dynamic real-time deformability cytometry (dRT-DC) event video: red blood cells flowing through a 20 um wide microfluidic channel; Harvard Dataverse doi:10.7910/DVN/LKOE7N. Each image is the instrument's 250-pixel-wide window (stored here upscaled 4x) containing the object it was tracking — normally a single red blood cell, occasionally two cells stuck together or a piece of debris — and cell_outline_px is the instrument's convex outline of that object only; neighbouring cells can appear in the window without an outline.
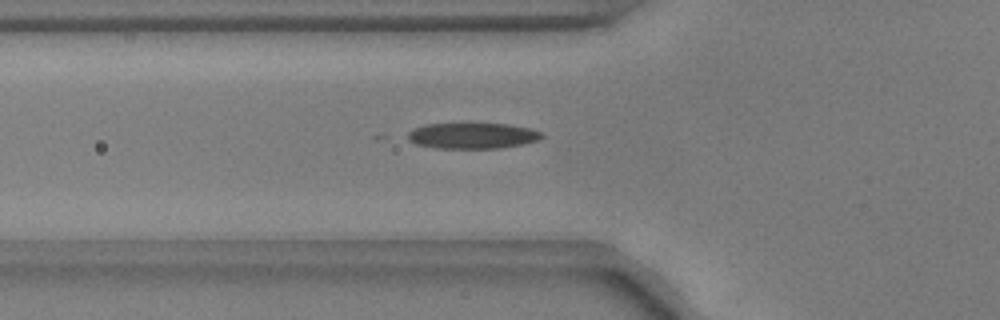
{"species": "common noctule bat (a hibernating species)", "species_latin": "Nyctalus noctula", "temperature_condition": "warm", "stored_images_in_passage": 29, "camera_frame_rate_fps": 3000, "um_per_image_px": 0.085, "animal": {"sex": "male", "body_mass_g": 17.9, "forearm_length_mm": 54.2}, "frame": {"image": 1, "passage_image": 3, "time_ms": 0.667, "image_size_px": [1000, 320], "cell_outline_px": [[544, 136], [540, 140], [524, 144], [500, 148], [436, 148], [416, 144], [408, 140], [408, 132], [412, 128], [424, 124], [508, 124], [532, 128], [544, 132]], "centroid_in_image_um": [40.2, 11.53], "position_along_channel_um": 85.6, "area_um2": 20.4}}
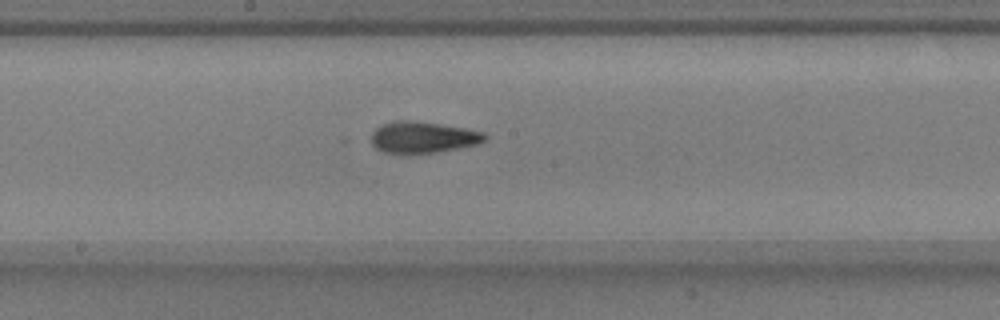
{"frame": {"image": 2, "passage_image": 13, "time_ms": 4.0, "image_size_px": [1000, 320], "cell_outline_px": [[488, 140], [480, 144], [436, 152], [380, 152], [372, 144], [372, 132], [376, 128], [384, 124], [396, 120], [416, 120], [468, 128], [484, 132], [488, 136]], "centroid_in_image_um": [36.02, 11.64], "position_along_channel_um": 212.2, "area_um2": 20.87}}
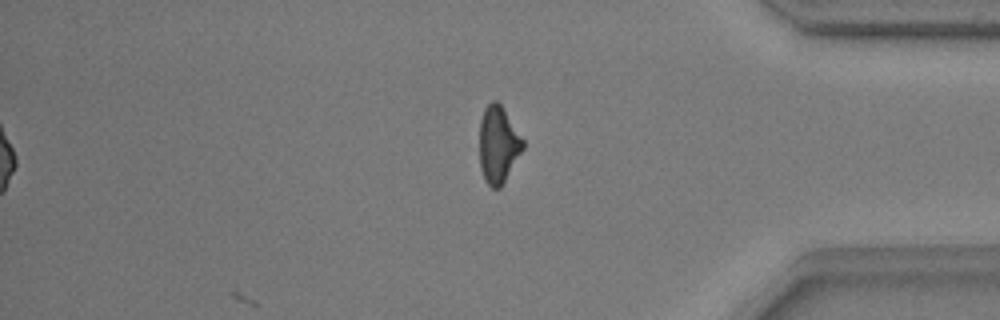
{"frame": {"image": 3, "passage_image": 29, "time_ms": 9.333, "image_size_px": [1000, 320], "cell_outline_px": [[524, 148], [500, 188], [492, 188], [484, 180], [480, 168], [480, 120], [484, 108], [492, 100], [496, 100], [504, 108], [524, 140]], "centroid_in_image_um": [42.35, 12.27], "position_along_channel_um": 392.9, "area_um2": 19.54}, "authors_computed_cell_mechanics": {"area_um2": 20.0566, "velocity_mm_per_s": 3.7657, "shape_relaxation_time_tau1_ms": null, "shape_relaxation_time_tau2_ms": 3.3662, "deformation_change_tau1": null, "deformation_change_tau2": 0.0579}}